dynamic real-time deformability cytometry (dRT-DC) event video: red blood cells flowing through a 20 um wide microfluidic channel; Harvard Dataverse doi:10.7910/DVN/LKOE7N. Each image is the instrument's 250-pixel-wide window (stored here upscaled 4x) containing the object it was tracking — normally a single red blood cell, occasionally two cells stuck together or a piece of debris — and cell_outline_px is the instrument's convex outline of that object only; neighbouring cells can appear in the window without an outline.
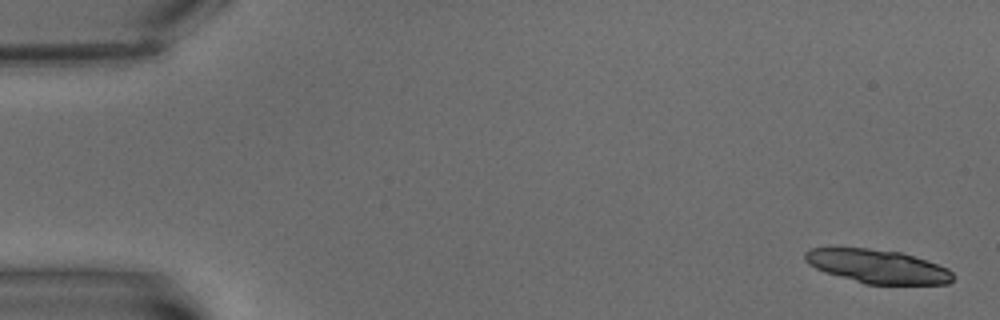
{"species": "common noctule bat (a hibernating species)", "species_latin": "Nyctalus noctula", "temperature_condition": "warm", "stored_images_in_passage": 5, "camera_frame_rate_fps": 3000, "um_per_image_px": 0.085, "animal": {"sex": "male", "body_mass_g": 15.6}, "frame": {"image": 1, "passage_image": 1, "time_ms": 0.0, "image_size_px": [1000, 320], "cell_outline_px": [[952, 280], [948, 284], [864, 284], [824, 272], [808, 264], [804, 260], [804, 252], [808, 248], [868, 248], [900, 252], [948, 268], [952, 272]], "centroid_in_image_um": [74.53, 22.64], "position_along_channel_um": 10.5, "area_um2": 28.9}}